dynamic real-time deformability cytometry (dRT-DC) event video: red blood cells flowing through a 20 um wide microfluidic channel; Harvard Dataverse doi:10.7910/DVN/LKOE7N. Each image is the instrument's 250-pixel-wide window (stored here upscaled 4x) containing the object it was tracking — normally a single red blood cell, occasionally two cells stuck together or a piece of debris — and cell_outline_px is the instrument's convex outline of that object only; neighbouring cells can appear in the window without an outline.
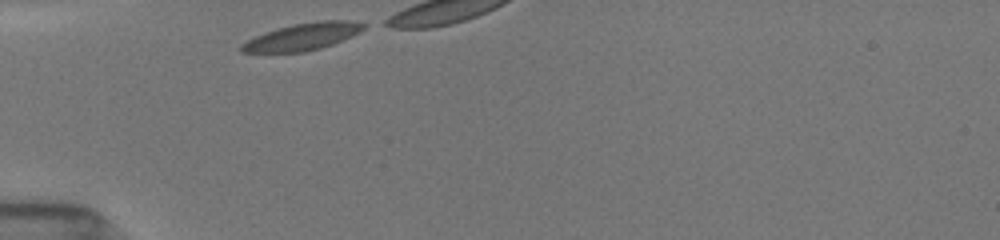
{"species": "common noctule bat (a hibernating species)", "species_latin": "Nyctalus noctula", "temperature_condition": "room temperature", "stored_images_in_passage": 9, "camera_frame_rate_fps": 3000, "um_per_image_px": 0.085, "animal": {"sex": "female", "body_mass_g": 19.5, "forearm_length_mm": 54.1}, "frame": {"image": 1, "passage_image": 1, "time_ms": 0.0, "image_size_px": [1000, 240], "cell_outline_px": [[364, 28], [360, 32], [332, 44], [320, 48], [304, 52], [240, 52], [240, 44], [264, 32], [292, 24], [316, 20], [348, 20], [364, 24]], "centroid_in_image_um": [25.7, 3.11], "position_along_channel_um": 59.3, "area_um2": 19.13}}
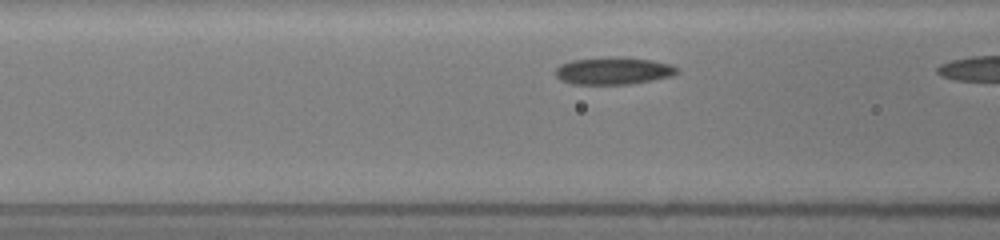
{"frame": {"image": 2, "passage_image": 6, "time_ms": 1.667, "image_size_px": [1000, 240], "cell_outline_px": [[676, 72], [672, 76], [628, 84], [572, 84], [560, 80], [556, 76], [556, 68], [560, 64], [572, 60], [608, 56], [620, 56], [652, 60], [672, 64], [676, 68]], "centroid_in_image_um": [52.1, 6.0], "position_along_channel_um": 114.5, "area_um2": 19.42}}